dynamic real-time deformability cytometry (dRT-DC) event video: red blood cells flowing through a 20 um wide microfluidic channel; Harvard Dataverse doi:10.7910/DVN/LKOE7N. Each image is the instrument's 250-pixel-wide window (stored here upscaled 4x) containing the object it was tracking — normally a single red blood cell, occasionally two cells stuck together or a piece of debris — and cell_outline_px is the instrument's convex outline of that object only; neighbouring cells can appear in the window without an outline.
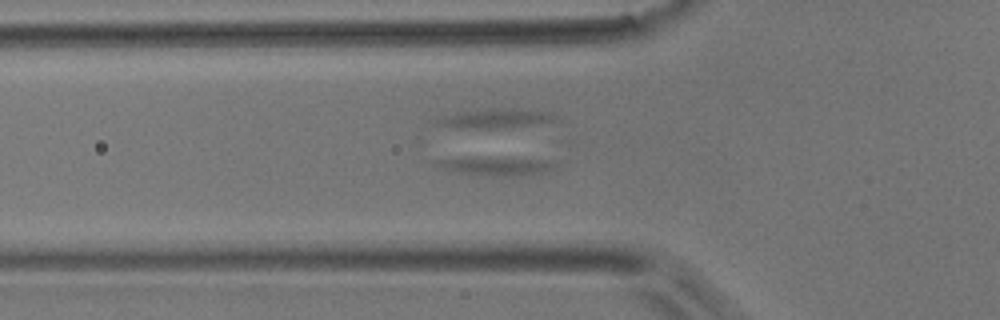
{"species": "common noctule bat (a hibernating species)", "species_latin": "Nyctalus noctula", "temperature_condition": "room temperature", "stored_images_in_passage": 14, "camera_frame_rate_fps": 3000, "um_per_image_px": 0.085, "animal": {"sex": "male", "body_mass_g": 17.9}, "frame": {"image": 1, "passage_image": 3, "time_ms": 0.667, "image_size_px": [1000, 320], "cell_outline_px": [[556, 160], [552, 168], [548, 172], [512, 176], [476, 176], [440, 168], [436, 164], [436, 160]], "centroid_in_image_um": [42.25, 14.2], "position_along_channel_um": 83.6, "area_um2": 11.5}}
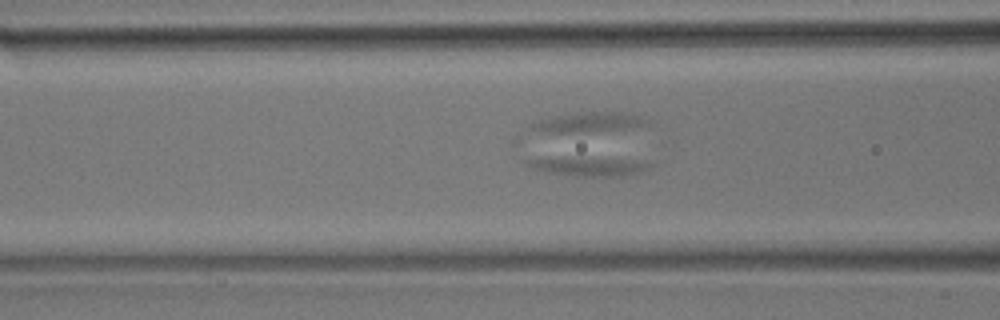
{"frame": {"image": 2, "passage_image": 7, "time_ms": 2.0, "image_size_px": [1000, 320], "cell_outline_px": [[652, 164], [636, 172], [624, 176], [576, 176], [544, 172], [532, 168], [524, 164], [524, 156], [528, 156], [624, 160]], "centroid_in_image_um": [49.64, 14.13], "position_along_channel_um": 117.0, "area_um2": 13.24}}